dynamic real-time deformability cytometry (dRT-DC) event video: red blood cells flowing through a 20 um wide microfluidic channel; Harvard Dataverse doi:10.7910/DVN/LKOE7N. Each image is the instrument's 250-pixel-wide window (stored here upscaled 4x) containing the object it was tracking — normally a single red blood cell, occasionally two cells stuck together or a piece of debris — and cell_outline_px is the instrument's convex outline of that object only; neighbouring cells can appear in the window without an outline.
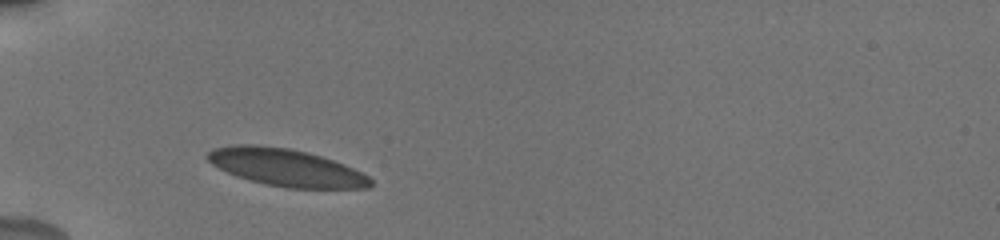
{"species": "human", "species_latin": "Homo sapiens", "temperature_condition": "cold", "stored_images_in_passage": 32, "camera_frame_rate_fps": 3000, "um_per_image_px": 0.085, "donor": {"sex": "male"}, "frame": {"image": 1, "passage_image": 1, "time_ms": 0.0, "image_size_px": [1000, 240], "cell_outline_px": [[372, 184], [368, 188], [288, 188], [268, 184], [236, 176], [212, 164], [204, 156], [212, 148], [232, 144], [252, 144], [288, 148], [308, 152], [344, 164], [368, 176], [372, 180]], "centroid_in_image_um": [24.28, 14.22], "position_along_channel_um": 60.7, "area_um2": 35.2}}
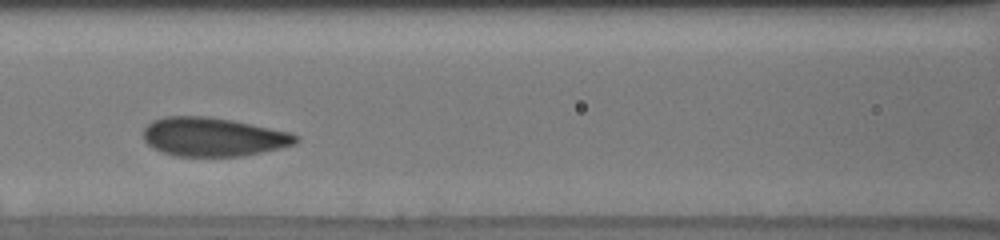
{"frame": {"image": 2, "passage_image": 9, "time_ms": 2.667, "image_size_px": [1000, 240], "cell_outline_px": [[300, 140], [296, 144], [280, 148], [244, 156], [176, 156], [152, 148], [144, 140], [144, 128], [152, 120], [164, 116], [208, 116], [232, 120], [292, 132], [300, 136]], "centroid_in_image_um": [18.16, 11.63], "position_along_channel_um": 148.4, "area_um2": 34.74}}
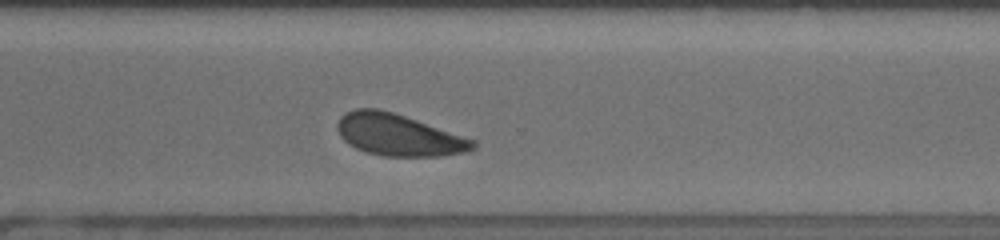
{"frame": {"image": 3, "passage_image": 24, "time_ms": 7.667, "image_size_px": [1000, 240], "cell_outline_px": [[476, 148], [468, 152], [440, 156], [384, 156], [364, 152], [348, 144], [340, 136], [336, 128], [336, 124], [340, 116], [344, 112], [356, 108], [376, 108], [392, 112], [476, 140]], "centroid_in_image_um": [33.85, 11.47], "position_along_channel_um": 336.8, "area_um2": 33.12}, "authors_computed_cell_mechanics": {"area_um2": 34.0153, "velocity_mm_per_s": 3.7685, "shape_relaxation_time_tau1_ms": 2.1368, "shape_relaxation_time_tau2_ms": null, "deformation_change_tau1": 0.0882, "deformation_change_tau2": null}}